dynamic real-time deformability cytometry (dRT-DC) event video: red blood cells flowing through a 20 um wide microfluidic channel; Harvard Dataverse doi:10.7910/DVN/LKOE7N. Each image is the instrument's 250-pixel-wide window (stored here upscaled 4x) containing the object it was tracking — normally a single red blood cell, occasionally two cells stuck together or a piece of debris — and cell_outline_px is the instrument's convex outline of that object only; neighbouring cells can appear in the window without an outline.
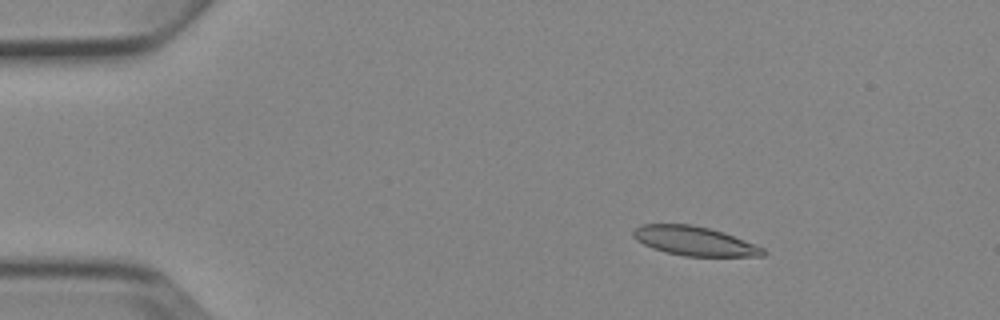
{"species": "Egyptian fruit bat (a non-hibernating species)", "species_latin": "Rousettus aegyptiacus", "temperature_condition": "cold", "stored_images_in_passage": 3, "camera_frame_rate_fps": 3000, "um_per_image_px": 0.085, "animal": {"sex": "female"}, "frame": {"image": 1, "passage_image": 1, "time_ms": 0.0, "image_size_px": [1000, 320], "cell_outline_px": [[768, 252], [764, 256], [684, 256], [652, 248], [636, 240], [632, 236], [632, 232], [640, 224], [692, 224], [724, 232], [764, 248]], "centroid_in_image_um": [59.03, 20.48], "position_along_channel_um": 26.0, "area_um2": 22.02}}